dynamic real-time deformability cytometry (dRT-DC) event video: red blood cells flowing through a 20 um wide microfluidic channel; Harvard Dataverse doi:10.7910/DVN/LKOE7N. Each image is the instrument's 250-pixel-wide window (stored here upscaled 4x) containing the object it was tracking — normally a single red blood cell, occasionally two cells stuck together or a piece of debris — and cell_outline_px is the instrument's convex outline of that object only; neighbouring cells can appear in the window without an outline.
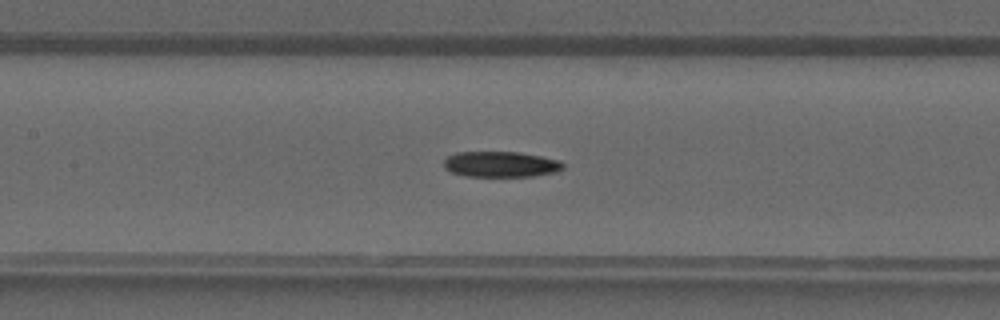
{"species": "common noctule bat (a hibernating species)", "species_latin": "Nyctalus noctula", "temperature_condition": "warm", "stored_images_in_passage": 27, "camera_frame_rate_fps": 3000, "um_per_image_px": 0.085, "animal": {"sex": "male", "forearm_length_mm": 52.5}, "frame": {"image": 1, "passage_image": 7, "time_ms": 2.0, "image_size_px": [1000, 320], "cell_outline_px": [[564, 168], [556, 172], [532, 176], [468, 176], [452, 172], [444, 168], [444, 160], [448, 156], [456, 152], [520, 152], [560, 160], [564, 164]], "centroid_in_image_um": [42.58, 13.96], "position_along_channel_um": 164.8, "area_um2": 17.8}}
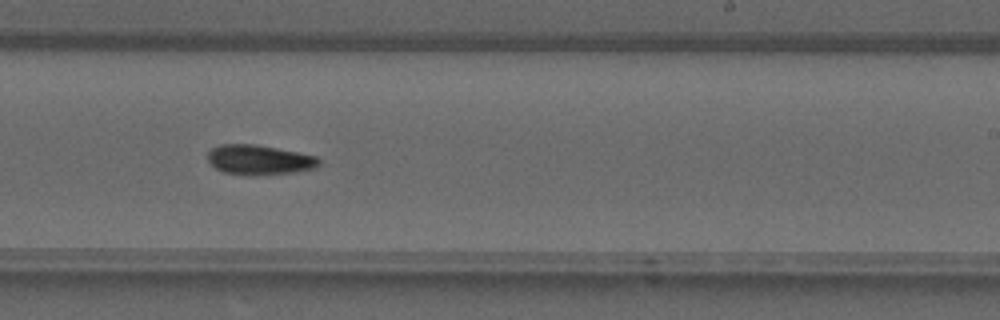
{"frame": {"image": 2, "passage_image": 13, "time_ms": 4.0, "image_size_px": [1000, 320], "cell_outline_px": [[320, 164], [316, 168], [296, 172], [224, 172], [216, 168], [208, 160], [208, 152], [212, 148], [220, 144], [256, 144], [316, 156], [320, 160]], "centroid_in_image_um": [22.06, 13.53], "position_along_channel_um": 266.9, "area_um2": 18.32}}
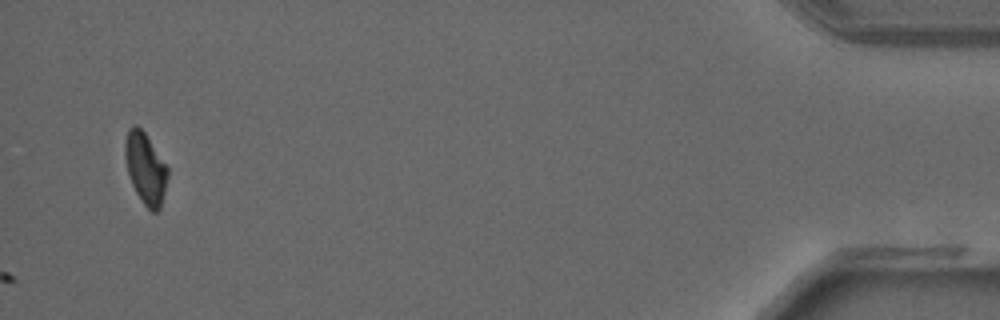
{"frame": {"image": 3, "passage_image": 27, "time_ms": 8.667, "image_size_px": [1000, 320], "cell_outline_px": [[168, 176], [160, 208], [156, 212], [152, 212], [144, 204], [136, 192], [132, 184], [128, 172], [124, 156], [124, 144], [128, 128], [132, 124], [136, 124], [144, 132], [168, 168]], "centroid_in_image_um": [12.34, 14.28], "position_along_channel_um": 422.9, "area_um2": 17.51}}